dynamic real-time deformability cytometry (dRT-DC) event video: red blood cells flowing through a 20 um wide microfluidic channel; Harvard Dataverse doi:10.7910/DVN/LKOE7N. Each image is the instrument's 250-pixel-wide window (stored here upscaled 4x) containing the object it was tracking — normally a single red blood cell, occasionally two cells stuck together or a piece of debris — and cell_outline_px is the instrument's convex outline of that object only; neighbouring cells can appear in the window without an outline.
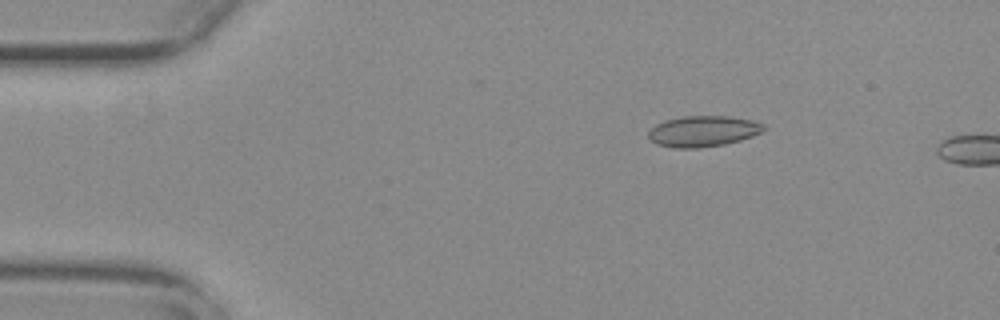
{"species": "common noctule bat (a hibernating species)", "species_latin": "Nyctalus noctula", "temperature_condition": "warm", "stored_images_in_passage": 49, "camera_frame_rate_fps": 3000, "um_per_image_px": 0.085, "animal": {"sex": "female", "body_mass_g": 29.2, "forearm_length_mm": 56.3}, "frame": {"image": 1, "passage_image": 5, "time_ms": 1.333, "image_size_px": [1000, 320], "cell_outline_px": [[764, 128], [760, 132], [752, 136], [740, 140], [724, 144], [696, 148], [676, 148], [656, 144], [648, 136], [648, 132], [656, 124], [664, 120], [684, 116], [732, 116], [752, 120], [764, 124]], "centroid_in_image_um": [59.75, 11.14], "position_along_channel_um": 25.3, "area_um2": 20.63}}
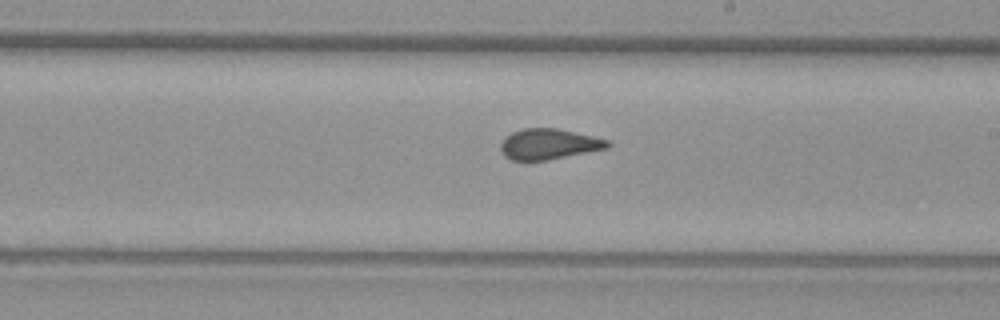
{"frame": {"image": 2, "passage_image": 28, "time_ms": 9.0, "image_size_px": [1000, 320], "cell_outline_px": [[612, 144], [608, 148], [548, 160], [512, 160], [504, 156], [500, 148], [500, 144], [504, 136], [512, 132], [524, 128], [556, 128], [592, 136], [608, 140]], "centroid_in_image_um": [46.62, 12.25], "position_along_channel_um": 242.4, "area_um2": 19.07}}
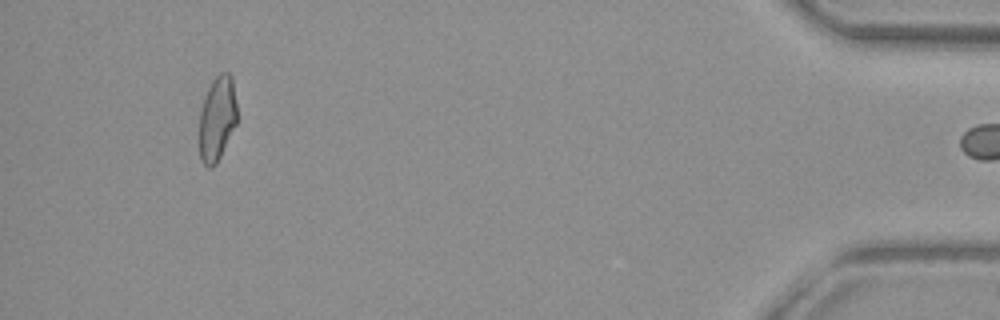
{"frame": {"image": 3, "passage_image": 48, "time_ms": 15.667, "image_size_px": [1000, 320], "cell_outline_px": [[236, 124], [216, 164], [212, 168], [208, 168], [200, 160], [200, 112], [208, 88], [212, 80], [220, 72], [228, 72], [232, 76], [236, 104]], "centroid_in_image_um": [18.46, 10.07], "position_along_channel_um": 416.7, "area_um2": 18.44}, "authors_computed_cell_mechanics": {"area_um2": 19.4786, "velocity_mm_per_s": 3.7457, "shape_relaxation_time_tau1_ms": null, "shape_relaxation_time_tau2_ms": 0.9139, "deformation_change_tau1": null, "deformation_change_tau2": 0.0576}}